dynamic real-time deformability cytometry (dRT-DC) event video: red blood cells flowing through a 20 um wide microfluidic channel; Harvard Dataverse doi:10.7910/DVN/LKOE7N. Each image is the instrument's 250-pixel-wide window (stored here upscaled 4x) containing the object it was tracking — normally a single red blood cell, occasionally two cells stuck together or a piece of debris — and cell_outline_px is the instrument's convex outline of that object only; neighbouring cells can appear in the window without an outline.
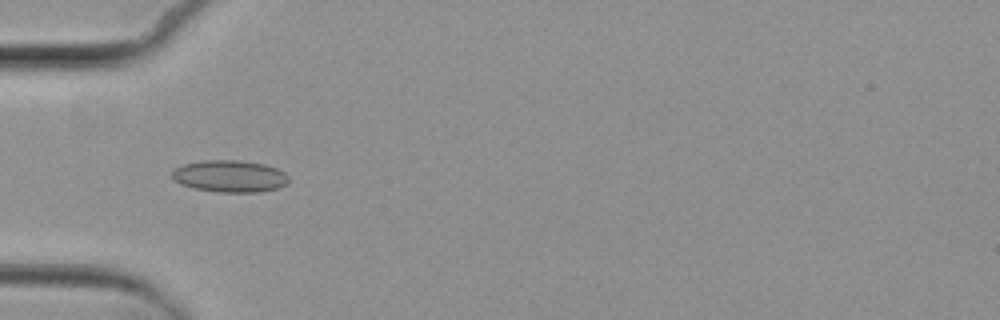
{"species": "common noctule bat (a hibernating species)", "species_latin": "Nyctalus noctula", "temperature_condition": "cold", "stored_images_in_passage": 7, "camera_frame_rate_fps": 3000, "um_per_image_px": 0.085, "animal": {"sex": "female", "body_mass_g": 29.2, "forearm_length_mm": 56.3}, "frame": {"image": 1, "passage_image": 5, "time_ms": 5.667, "image_size_px": [1000, 320], "cell_outline_px": [[288, 184], [276, 188], [260, 192], [216, 192], [196, 188], [180, 184], [172, 180], [172, 172], [176, 168], [184, 164], [200, 160], [236, 160], [264, 164], [276, 168], [284, 172], [288, 176]], "centroid_in_image_um": [19.52, 14.98], "position_along_channel_um": 65.5, "area_um2": 21.73}}
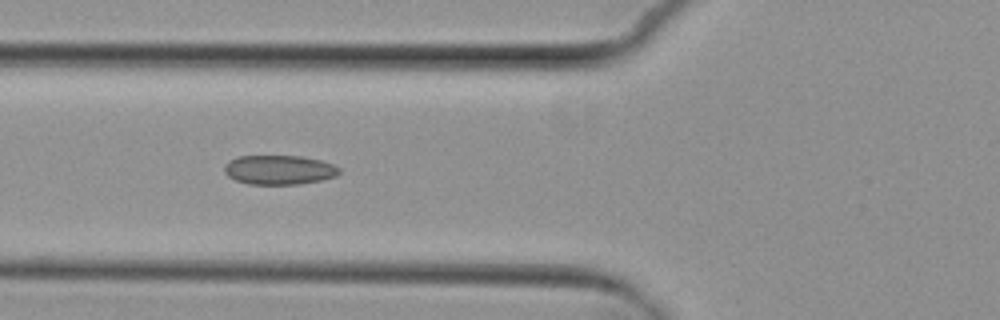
{"frame": {"image": 2, "passage_image": 6, "time_ms": 6.667, "image_size_px": [1000, 320], "cell_outline_px": [[340, 172], [336, 176], [320, 180], [300, 184], [248, 184], [236, 180], [228, 176], [224, 172], [224, 164], [228, 160], [240, 156], [304, 156], [320, 160], [332, 164], [340, 168]], "centroid_in_image_um": [23.71, 14.43], "position_along_channel_um": 102.1, "area_um2": 19.71}}
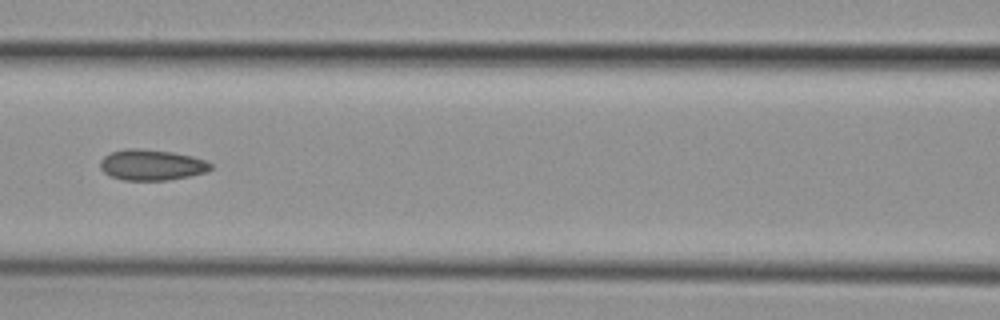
{"frame": {"image": 3, "passage_image": 7, "time_ms": 8.0, "image_size_px": [1000, 320], "cell_outline_px": [[212, 168], [208, 172], [168, 180], [124, 180], [112, 176], [104, 172], [100, 168], [100, 160], [104, 156], [112, 152], [124, 148], [140, 148], [172, 152], [192, 156], [204, 160], [212, 164]], "centroid_in_image_um": [12.89, 14.01], "position_along_channel_um": 153.7, "area_um2": 19.83}}